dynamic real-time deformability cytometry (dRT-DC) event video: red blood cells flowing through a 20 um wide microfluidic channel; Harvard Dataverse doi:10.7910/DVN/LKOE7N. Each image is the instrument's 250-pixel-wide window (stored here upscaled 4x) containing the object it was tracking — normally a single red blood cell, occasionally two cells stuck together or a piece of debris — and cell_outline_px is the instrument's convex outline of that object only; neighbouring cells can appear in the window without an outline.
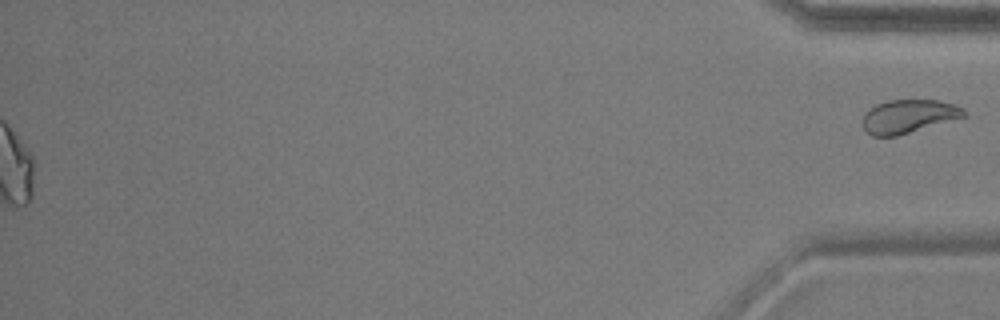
{"species": "common noctule bat (a hibernating species)", "species_latin": "Nyctalus noctula", "temperature_condition": "warm", "stored_images_in_passage": 53, "segment_of_instrument_passage": [2, 2], "camera_frame_rate_fps": 3000, "um_per_image_px": 0.085, "animal": {"sex": "male", "body_mass_g": 17.9, "forearm_length_mm": 54.2}, "frame": {"image": 1, "passage_image": 53, "time_ms": 17.333, "image_size_px": [1000, 320], "cell_outline_px": [[968, 116], [896, 136], [872, 136], [864, 132], [860, 124], [860, 120], [864, 112], [868, 108], [876, 104], [888, 100], [940, 100], [964, 108], [968, 112]], "centroid_in_image_um": [77.17, 9.89], "position_along_channel_um": 358.0, "area_um2": 20.29}}